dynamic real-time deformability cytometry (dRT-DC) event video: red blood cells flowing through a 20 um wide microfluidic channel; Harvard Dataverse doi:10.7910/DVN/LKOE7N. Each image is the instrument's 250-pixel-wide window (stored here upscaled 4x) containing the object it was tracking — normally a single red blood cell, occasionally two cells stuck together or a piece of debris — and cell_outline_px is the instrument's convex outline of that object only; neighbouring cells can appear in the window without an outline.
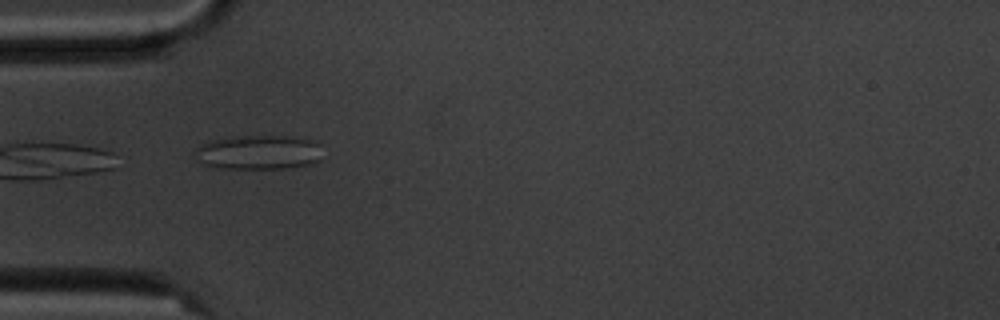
{"species": "common noctule bat (a hibernating species)", "species_latin": "Nyctalus noctula", "temperature_condition": "cold", "stored_images_in_passage": 10, "camera_frame_rate_fps": 3000, "um_per_image_px": 0.085, "animal": {"sex": "male", "body_mass_g": 20.1, "forearm_length_mm": 53.5}, "frame": {"image": 1, "passage_image": 4, "time_ms": 3.333, "image_size_px": [1000, 320], "cell_outline_px": [[320, 160], [308, 164], [284, 168], [212, 168], [200, 164], [192, 156], [192, 152], [200, 144], [208, 140], [236, 136], [288, 136], [308, 140], [320, 144]], "centroid_in_image_um": [21.84, 12.95], "position_along_channel_um": 63.2, "area_um2": 25.84}}
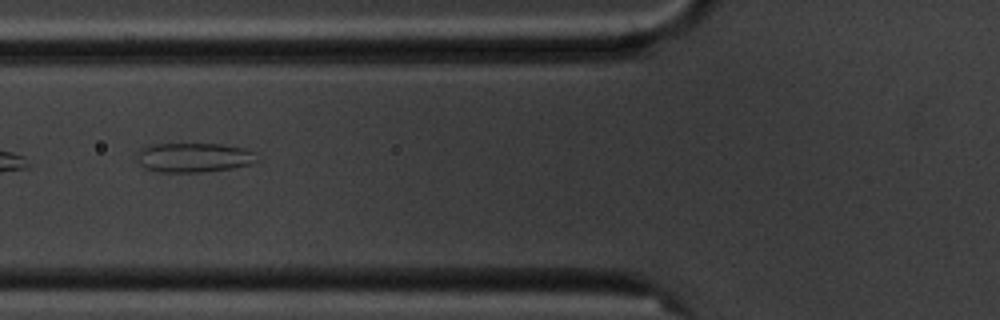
{"frame": {"image": 2, "passage_image": 5, "time_ms": 4.667, "image_size_px": [1000, 320], "cell_outline_px": [[260, 160], [248, 164], [228, 168], [200, 172], [156, 172], [144, 168], [140, 164], [140, 148], [152, 144], [220, 144], [244, 148], [256, 152]], "centroid_in_image_um": [16.5, 13.38], "position_along_channel_um": 109.3, "area_um2": 20.4}}
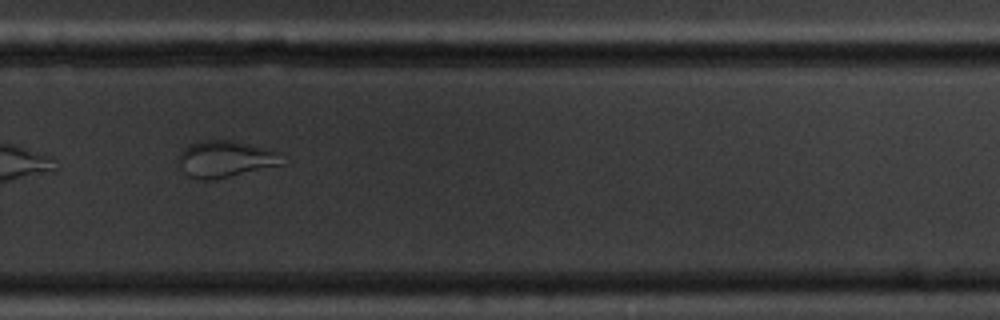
{"frame": {"image": 3, "passage_image": 10, "time_ms": 10.333, "image_size_px": [1000, 320], "cell_outline_px": [[284, 164], [212, 180], [200, 180], [188, 176], [180, 164], [180, 152], [188, 144], [204, 140], [232, 140], [280, 152]], "centroid_in_image_um": [19.17, 13.51], "position_along_channel_um": 310.6, "area_um2": 21.85}}